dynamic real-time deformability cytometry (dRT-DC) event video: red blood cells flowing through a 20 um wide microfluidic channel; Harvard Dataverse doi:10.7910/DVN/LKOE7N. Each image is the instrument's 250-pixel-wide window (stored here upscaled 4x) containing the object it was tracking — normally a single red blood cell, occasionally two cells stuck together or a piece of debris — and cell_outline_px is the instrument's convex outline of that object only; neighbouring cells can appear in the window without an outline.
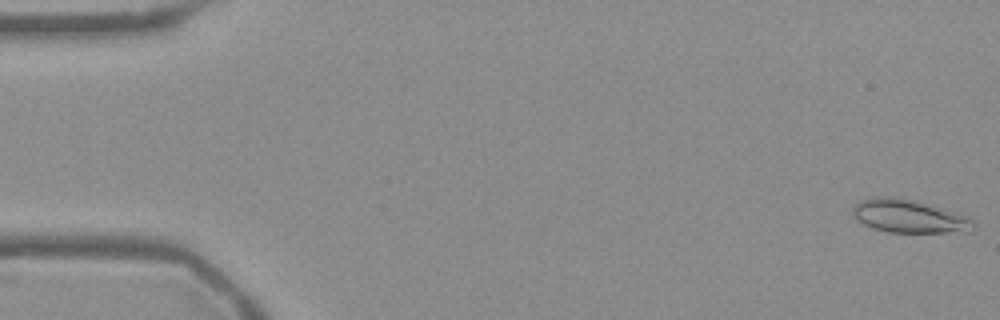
{"species": "Egyptian fruit bat (a non-hibernating species)", "species_latin": "Rousettus aegyptiacus", "temperature_condition": "warm", "stored_images_in_passage": 54, "camera_frame_rate_fps": 3000, "um_per_image_px": 0.085, "frame": {"image": 1, "passage_image": 1, "time_ms": 0.0, "image_size_px": [1000, 320], "cell_outline_px": [[976, 228], [972, 232], [888, 232], [872, 228], [856, 220], [852, 216], [852, 208], [860, 200], [876, 196], [896, 196], [920, 200], [968, 216], [976, 224]], "centroid_in_image_um": [77.29, 18.36], "position_along_channel_um": 7.7, "area_um2": 24.04}}
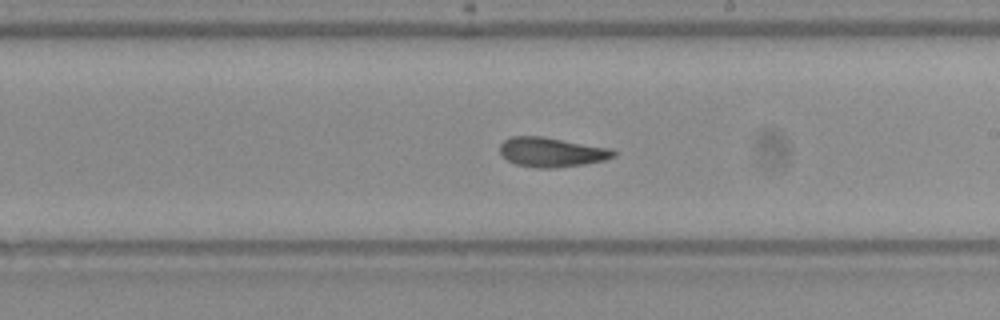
{"frame": {"image": 2, "passage_image": 31, "time_ms": 10.0, "image_size_px": [1000, 320], "cell_outline_px": [[616, 156], [604, 160], [584, 164], [552, 168], [536, 168], [516, 164], [508, 160], [500, 152], [500, 144], [504, 140], [512, 136], [544, 136], [612, 148], [616, 152]], "centroid_in_image_um": [46.91, 12.92], "position_along_channel_um": 242.1, "area_um2": 19.65}}
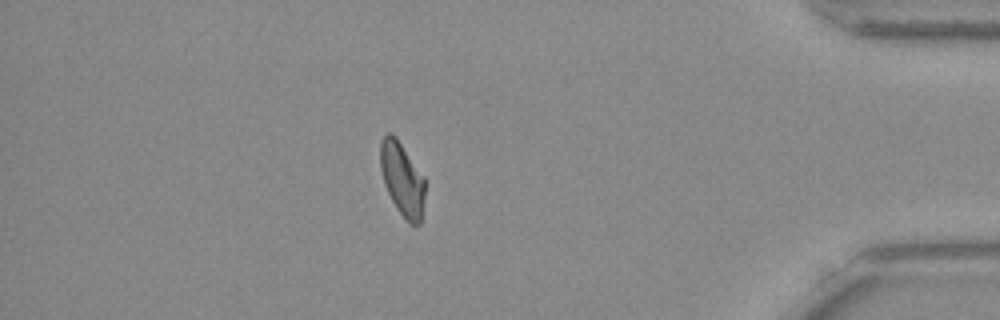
{"frame": {"image": 3, "passage_image": 47, "time_ms": 15.333, "image_size_px": [1000, 320], "cell_outline_px": [[424, 196], [420, 224], [412, 224], [396, 208], [384, 184], [380, 168], [380, 140], [388, 132], [392, 132], [396, 136], [424, 176]], "centroid_in_image_um": [34.16, 15.16], "position_along_channel_um": 401.0, "area_um2": 18.96}, "authors_computed_cell_mechanics": {"area_um2": 19.7965, "velocity_mm_per_s": 3.7681, "shape_relaxation_time_tau1_ms": null, "shape_relaxation_time_tau2_ms": 1.9372, "deformation_change_tau1": null, "deformation_change_tau2": 0.0801}}